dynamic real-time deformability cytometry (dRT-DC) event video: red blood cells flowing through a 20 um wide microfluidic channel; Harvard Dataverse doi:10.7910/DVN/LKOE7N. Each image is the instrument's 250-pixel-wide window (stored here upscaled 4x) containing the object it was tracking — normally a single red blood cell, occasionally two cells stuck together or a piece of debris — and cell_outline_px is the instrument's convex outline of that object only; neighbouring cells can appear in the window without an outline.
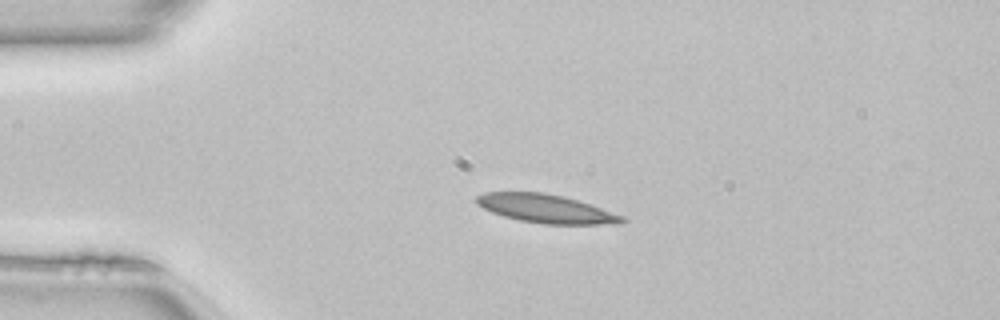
{"species": "common noctule bat (a hibernating species)", "species_latin": "Nyctalus noctula", "temperature_condition": "room temperature", "stored_images_in_passage": 39, "camera_frame_rate_fps": 3000, "um_per_image_px": 0.085, "animal": {"sex": "female", "body_mass_g": 22.7, "forearm_length_mm": 54.2}, "frame": {"image": 1, "passage_image": 1, "time_ms": 0.0, "image_size_px": [1000, 320], "cell_outline_px": [[628, 220], [624, 224], [544, 224], [520, 220], [504, 216], [492, 212], [476, 204], [476, 196], [484, 192], [544, 192], [564, 196], [624, 216]], "centroid_in_image_um": [46.42, 17.74], "position_along_channel_um": 38.6, "area_um2": 24.1}}
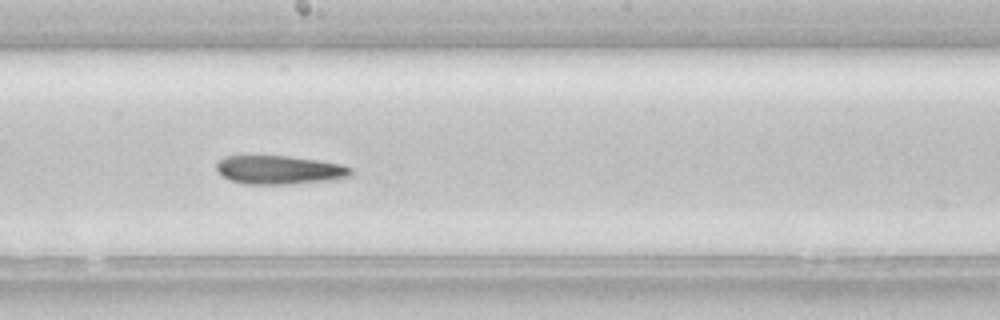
{"frame": {"image": 2, "passage_image": 17, "time_ms": 5.333, "image_size_px": [1000, 320], "cell_outline_px": [[352, 176], [328, 180], [292, 184], [244, 184], [220, 176], [216, 168], [216, 164], [224, 156], [288, 156], [316, 160], [340, 164], [352, 168]], "centroid_in_image_um": [23.72, 14.44], "position_along_channel_um": 224.5, "area_um2": 22.37}}
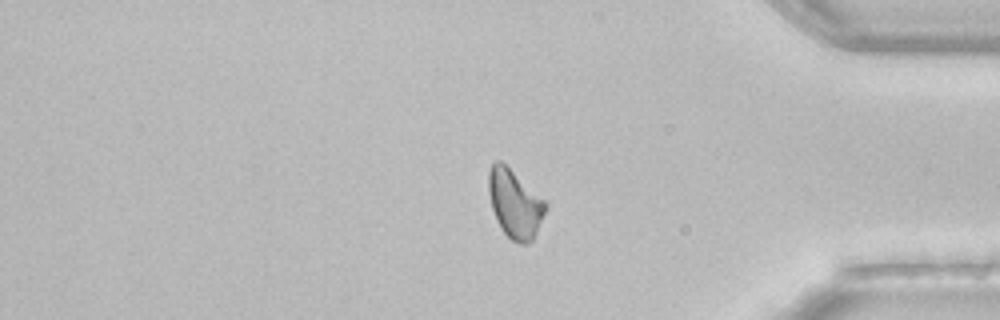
{"frame": {"image": 3, "passage_image": 31, "time_ms": 10.0, "image_size_px": [1000, 320], "cell_outline_px": [[548, 204], [536, 232], [532, 240], [528, 244], [520, 244], [512, 240], [500, 228], [496, 220], [492, 208], [488, 192], [488, 172], [492, 164], [496, 160], [500, 160], [544, 200]], "centroid_in_image_um": [43.73, 17.33], "position_along_channel_um": 391.5, "area_um2": 22.31}}